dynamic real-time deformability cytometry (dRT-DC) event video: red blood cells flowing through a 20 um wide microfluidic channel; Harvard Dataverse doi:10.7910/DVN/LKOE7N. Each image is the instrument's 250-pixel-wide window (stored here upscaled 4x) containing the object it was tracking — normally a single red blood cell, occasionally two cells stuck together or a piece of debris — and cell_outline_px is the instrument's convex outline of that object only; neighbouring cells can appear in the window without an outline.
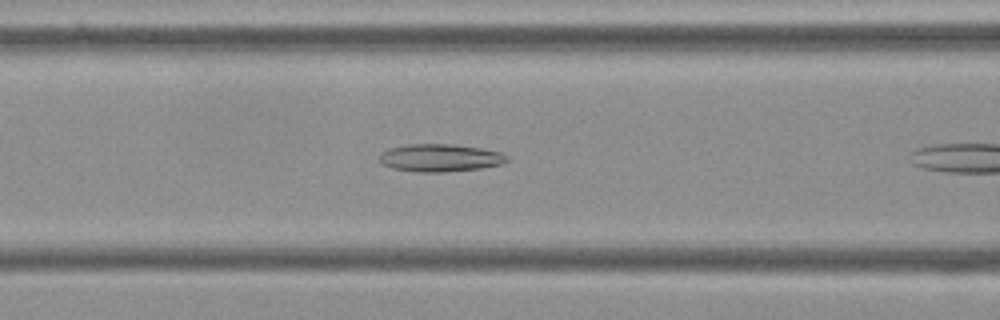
{"species": "Egyptian fruit bat (a non-hibernating species)", "species_latin": "Rousettus aegyptiacus", "temperature_condition": "cold", "stored_images_in_passage": 9, "camera_frame_rate_fps": 3000, "um_per_image_px": 0.085, "frame": {"image": 1, "passage_image": 8, "time_ms": 2.333, "image_size_px": [1000, 320], "cell_outline_px": [[508, 160], [500, 164], [480, 168], [444, 172], [420, 172], [392, 168], [384, 164], [380, 160], [380, 152], [388, 148], [408, 144], [452, 144], [480, 148], [500, 152], [508, 156]], "centroid_in_image_um": [37.39, 13.41], "position_along_channel_um": 129.2, "area_um2": 20.4}}